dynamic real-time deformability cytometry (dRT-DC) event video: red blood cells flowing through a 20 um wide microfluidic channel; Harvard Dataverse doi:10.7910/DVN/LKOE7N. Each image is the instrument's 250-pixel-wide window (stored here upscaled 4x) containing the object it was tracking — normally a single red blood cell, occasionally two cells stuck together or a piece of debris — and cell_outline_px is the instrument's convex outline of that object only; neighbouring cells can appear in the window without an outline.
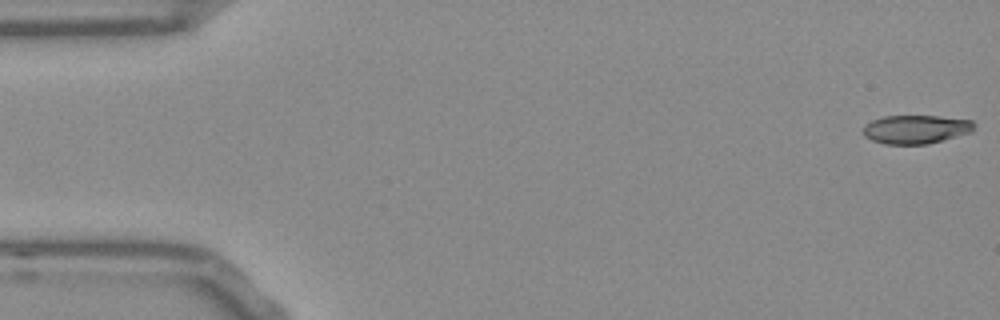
{"species": "Egyptian fruit bat (a non-hibernating species)", "species_latin": "Rousettus aegyptiacus", "temperature_condition": "room temperature", "stored_images_in_passage": 53, "camera_frame_rate_fps": 3000, "um_per_image_px": 0.085, "frame": {"image": 1, "passage_image": 1, "time_ms": 0.0, "image_size_px": [1000, 320], "cell_outline_px": [[976, 124], [972, 132], [944, 140], [928, 144], [884, 144], [872, 140], [864, 136], [860, 132], [864, 124], [872, 120], [884, 116], [936, 116], [972, 120]], "centroid_in_image_um": [77.82, 10.99], "position_along_channel_um": 7.2, "area_um2": 18.79}}
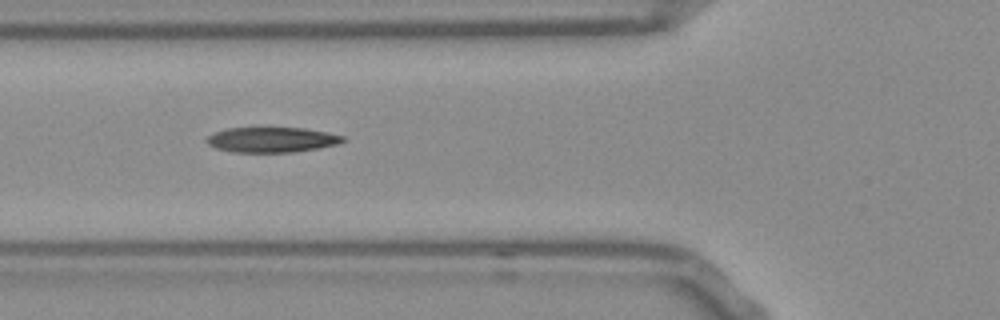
{"frame": {"image": 2, "passage_image": 19, "time_ms": 6.0, "image_size_px": [1000, 320], "cell_outline_px": [[344, 140], [340, 144], [292, 152], [232, 152], [216, 148], [208, 144], [208, 136], [216, 132], [228, 128], [304, 128], [344, 136]], "centroid_in_image_um": [23.11, 11.88], "position_along_channel_um": 102.7, "area_um2": 19.65}}
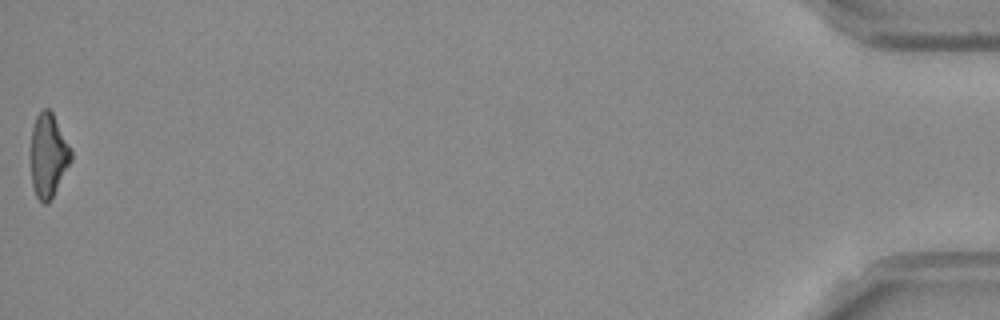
{"frame": {"image": 3, "passage_image": 53, "time_ms": 17.333, "image_size_px": [1000, 320], "cell_outline_px": [[72, 160], [52, 200], [48, 204], [44, 204], [36, 196], [32, 184], [32, 128], [36, 116], [44, 108], [48, 108], [52, 112], [72, 152]], "centroid_in_image_um": [4.12, 13.26], "position_along_channel_um": 431.1, "area_um2": 19.42}, "authors_computed_cell_mechanics": {"area_um2": 19.9988, "velocity_mm_per_s": 3.817, "shape_relaxation_time_tau1_ms": null, "shape_relaxation_time_tau2_ms": 2.7503, "deformation_change_tau1": null, "deformation_change_tau2": 0.1182}}